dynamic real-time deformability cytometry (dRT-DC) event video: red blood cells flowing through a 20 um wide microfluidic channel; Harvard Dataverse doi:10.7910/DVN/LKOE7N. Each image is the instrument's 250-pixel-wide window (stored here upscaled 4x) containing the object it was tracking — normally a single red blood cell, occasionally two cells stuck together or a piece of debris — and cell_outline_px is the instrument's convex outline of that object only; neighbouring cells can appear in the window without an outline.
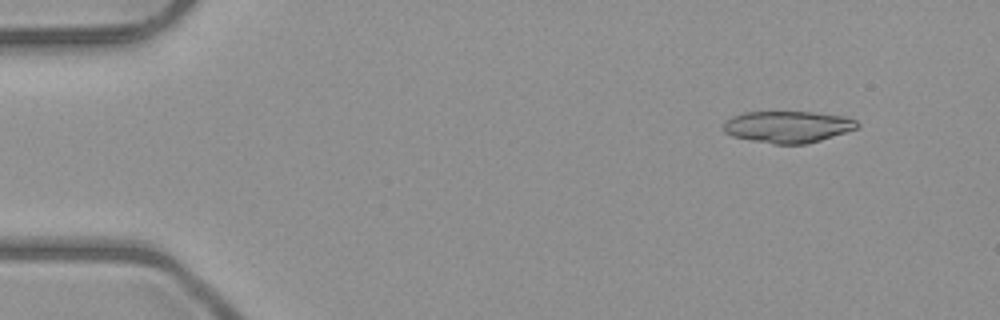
{"species": "common noctule bat (a hibernating species)", "species_latin": "Nyctalus noctula", "temperature_condition": "room temperature", "stored_images_in_passage": 5, "camera_frame_rate_fps": 3000, "um_per_image_px": 0.085, "animal": {"sex": "male", "body_mass_g": 23.1, "forearm_length_mm": 52.7}, "frame": {"image": 1, "passage_image": 2, "time_ms": 1.333, "image_size_px": [1000, 320], "cell_outline_px": [[860, 124], [856, 128], [808, 144], [772, 144], [732, 136], [724, 132], [724, 120], [732, 116], [744, 112], [812, 112], [848, 116], [856, 120]], "centroid_in_image_um": [66.95, 10.77], "position_along_channel_um": 18.0, "area_um2": 24.74}}